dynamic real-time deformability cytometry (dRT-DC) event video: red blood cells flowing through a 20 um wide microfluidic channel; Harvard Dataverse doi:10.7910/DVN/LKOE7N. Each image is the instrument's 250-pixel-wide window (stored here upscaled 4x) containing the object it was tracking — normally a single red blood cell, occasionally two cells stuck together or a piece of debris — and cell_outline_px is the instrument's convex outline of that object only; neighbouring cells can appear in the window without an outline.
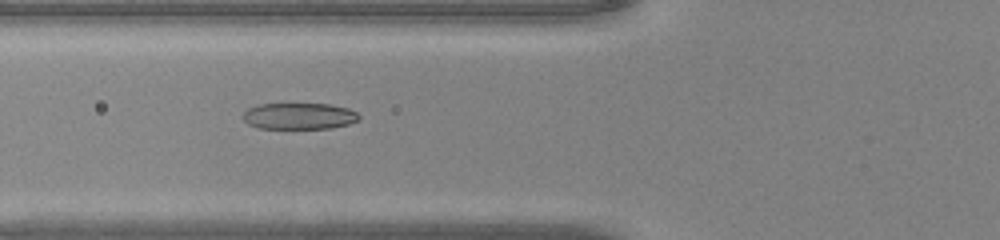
{"species": "common noctule bat (a hibernating species)", "species_latin": "Nyctalus noctula", "temperature_condition": "warm", "stored_images_in_passage": 38, "camera_frame_rate_fps": 3000, "um_per_image_px": 0.085, "animal": {"sex": "male", "body_mass_g": 20.0, "forearm_length_mm": 53.3}, "frame": {"image": 1, "passage_image": 10, "time_ms": 3.0, "image_size_px": [1000, 240], "cell_outline_px": [[360, 120], [348, 124], [332, 128], [260, 128], [248, 124], [244, 120], [244, 112], [248, 108], [260, 104], [328, 104], [348, 108], [356, 112], [360, 116]], "centroid_in_image_um": [25.45, 9.87], "position_along_channel_um": 100.3, "area_um2": 17.74}}
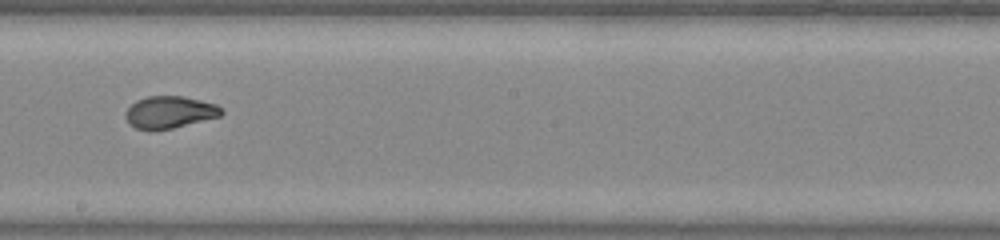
{"frame": {"image": 2, "passage_image": 19, "time_ms": 6.0, "image_size_px": [1000, 240], "cell_outline_px": [[224, 112], [220, 116], [172, 128], [148, 132], [136, 128], [124, 116], [124, 112], [136, 100], [148, 96], [184, 96], [216, 104]], "centroid_in_image_um": [14.39, 9.54], "position_along_channel_um": 233.8, "area_um2": 17.98}}
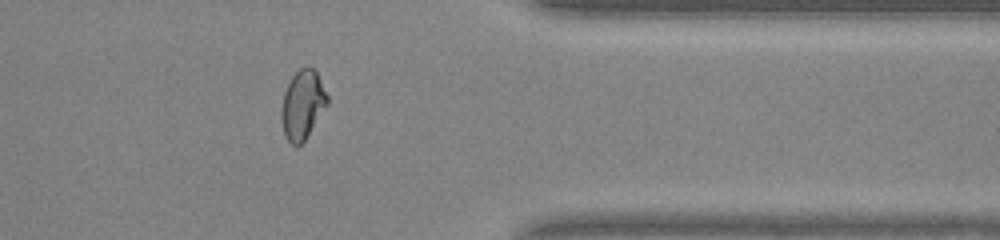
{"frame": {"image": 3, "passage_image": 30, "time_ms": 9.667, "image_size_px": [1000, 240], "cell_outline_px": [[328, 104], [304, 140], [296, 148], [284, 136], [280, 116], [280, 112], [284, 92], [292, 76], [300, 68], [312, 68], [316, 72], [328, 96]], "centroid_in_image_um": [25.69, 8.93], "position_along_channel_um": 385.7, "area_um2": 18.26}}